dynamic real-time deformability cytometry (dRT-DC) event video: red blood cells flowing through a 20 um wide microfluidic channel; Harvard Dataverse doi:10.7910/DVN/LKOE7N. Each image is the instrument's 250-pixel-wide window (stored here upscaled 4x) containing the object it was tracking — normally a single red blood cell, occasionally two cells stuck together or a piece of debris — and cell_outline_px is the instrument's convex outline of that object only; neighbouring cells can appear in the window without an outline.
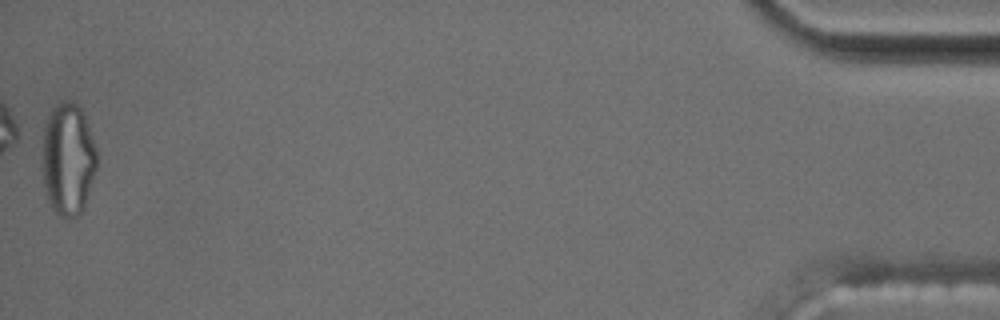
{"species": "common noctule bat (a hibernating species)", "species_latin": "Nyctalus noctula", "temperature_condition": "cold", "stored_images_in_passage": 55, "camera_frame_rate_fps": 3000, "um_per_image_px": 0.085, "animal": {"sex": "male", "body_mass_g": 17.5, "forearm_length_mm": 52.3}, "frame": {"image": 1, "passage_image": 55, "time_ms": 18.0, "image_size_px": [1000, 320], "cell_outline_px": [[96, 168], [84, 204], [80, 212], [76, 216], [64, 216], [56, 212], [52, 208], [48, 200], [44, 184], [44, 128], [52, 108], [60, 100], [72, 100], [80, 108], [84, 116], [96, 148]], "centroid_in_image_um": [5.78, 13.47], "position_along_channel_um": 429.4, "area_um2": 34.74}, "authors_computed_cell_mechanics": {"area_um2": 22.5998, "velocity_mm_per_s": 3.6121, "shape_relaxation_time_tau1_ms": null, "shape_relaxation_time_tau2_ms": 3.6627, "deformation_change_tau1": null, "deformation_change_tau2": 0.1306}}